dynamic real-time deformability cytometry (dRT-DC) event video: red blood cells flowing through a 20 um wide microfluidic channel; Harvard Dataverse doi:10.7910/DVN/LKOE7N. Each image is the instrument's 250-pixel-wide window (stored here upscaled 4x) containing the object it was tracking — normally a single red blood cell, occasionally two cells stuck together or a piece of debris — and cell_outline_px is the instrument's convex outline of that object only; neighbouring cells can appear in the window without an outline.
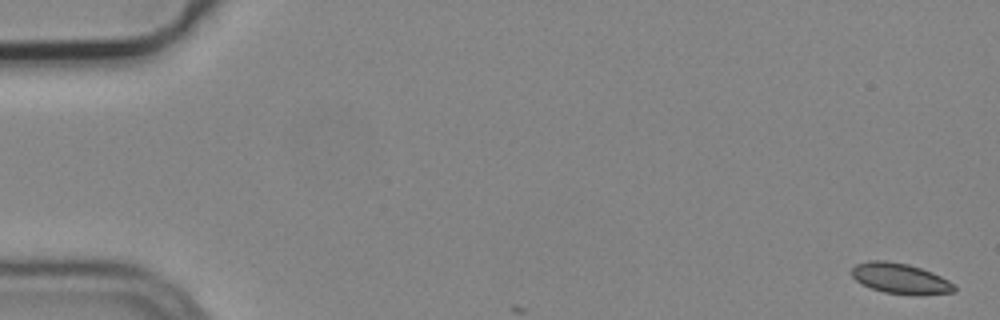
{"species": "common noctule bat (a hibernating species)", "species_latin": "Nyctalus noctula", "temperature_condition": "cold", "stored_images_in_passage": 3, "camera_frame_rate_fps": 3000, "um_per_image_px": 0.085, "animal": {"sex": "male", "body_mass_g": 19.2, "forearm_length_mm": 51.8}, "frame": {"image": 1, "passage_image": 1, "time_ms": 0.0, "image_size_px": [1000, 320], "cell_outline_px": [[956, 292], [916, 296], [884, 292], [872, 288], [856, 280], [852, 276], [852, 268], [856, 264], [868, 260], [884, 260], [908, 264], [932, 272], [956, 284]], "centroid_in_image_um": [76.57, 23.68], "position_along_channel_um": 8.4, "area_um2": 18.38}}